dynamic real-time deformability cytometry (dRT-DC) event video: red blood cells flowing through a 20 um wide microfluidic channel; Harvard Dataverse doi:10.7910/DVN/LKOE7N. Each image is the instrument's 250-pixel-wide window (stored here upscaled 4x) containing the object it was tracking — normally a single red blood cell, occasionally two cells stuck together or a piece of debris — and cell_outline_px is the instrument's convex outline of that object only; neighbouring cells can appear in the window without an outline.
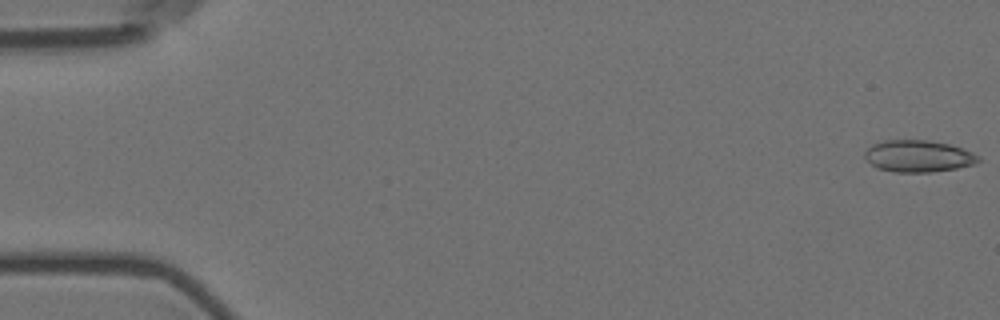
{"species": "Egyptian fruit bat (a non-hibernating species)", "species_latin": "Rousettus aegyptiacus", "temperature_condition": "room temperature", "stored_images_in_passage": 57, "camera_frame_rate_fps": 3000, "um_per_image_px": 0.085, "animal": {"sex": "female"}, "frame": {"image": 1, "passage_image": 1, "time_ms": 0.0, "image_size_px": [1000, 320], "cell_outline_px": [[980, 160], [972, 164], [956, 168], [932, 172], [892, 172], [876, 168], [864, 156], [864, 152], [872, 144], [884, 140], [928, 140], [948, 144], [972, 152], [980, 156]], "centroid_in_image_um": [78.02, 13.27], "position_along_channel_um": 7.0, "area_um2": 20.98}}
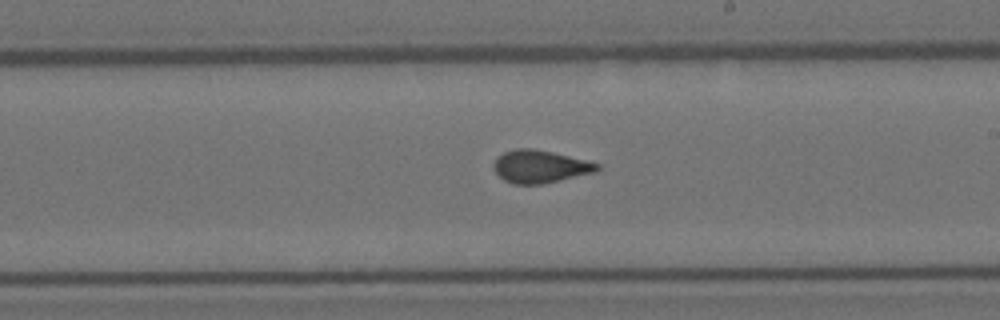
{"frame": {"image": 2, "passage_image": 33, "time_ms": 10.667, "image_size_px": [1000, 320], "cell_outline_px": [[600, 168], [596, 172], [560, 180], [540, 184], [512, 184], [504, 180], [492, 168], [492, 164], [496, 156], [504, 152], [516, 148], [532, 148], [552, 152], [600, 164]], "centroid_in_image_um": [45.86, 14.15], "position_along_channel_um": 243.1, "area_um2": 19.71}}
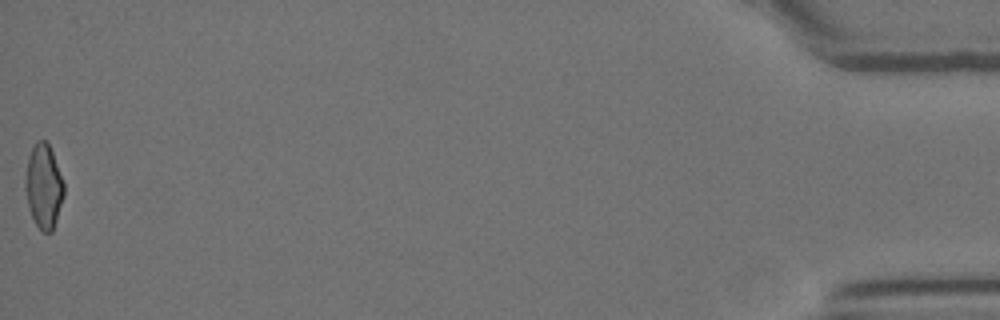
{"frame": {"image": 3, "passage_image": 57, "time_ms": 18.667, "image_size_px": [1000, 320], "cell_outline_px": [[64, 196], [52, 232], [44, 232], [36, 224], [28, 208], [24, 188], [24, 184], [28, 156], [36, 140], [44, 140], [48, 144], [52, 152], [64, 184]], "centroid_in_image_um": [3.69, 15.83], "position_along_channel_um": 431.5, "area_um2": 18.84}, "authors_computed_cell_mechanics": {"area_um2": 19.9988, "velocity_mm_per_s": 3.5791, "shape_relaxation_time_tau1_ms": null, "shape_relaxation_time_tau2_ms": 1.1108, "deformation_change_tau1": null, "deformation_change_tau2": 0.0741}}